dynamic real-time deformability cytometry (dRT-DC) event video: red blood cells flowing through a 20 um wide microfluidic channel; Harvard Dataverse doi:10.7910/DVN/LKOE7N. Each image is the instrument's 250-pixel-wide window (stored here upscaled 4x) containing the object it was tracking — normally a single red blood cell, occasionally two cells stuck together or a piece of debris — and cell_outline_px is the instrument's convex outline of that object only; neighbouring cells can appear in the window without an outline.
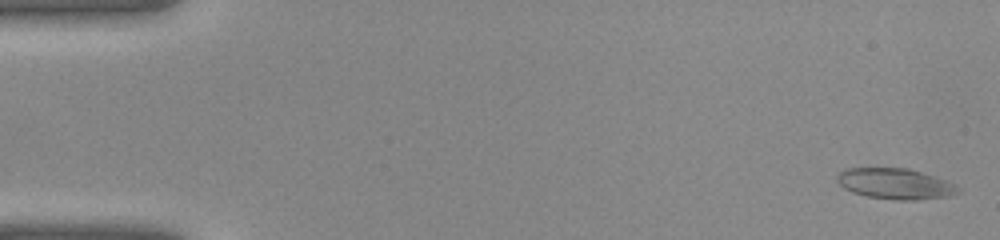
{"species": "common noctule bat (a hibernating species)", "species_latin": "Nyctalus noctula", "temperature_condition": "warm", "stored_images_in_passage": 41, "camera_frame_rate_fps": 3000, "um_per_image_px": 0.085, "animal": {"sex": "female", "body_mass_g": 22.0, "forearm_length_mm": 56.7}, "frame": {"image": 1, "passage_image": 1, "time_ms": 0.0, "image_size_px": [1000, 240], "cell_outline_px": [[960, 192], [948, 196], [916, 200], [896, 200], [864, 196], [852, 192], [844, 188], [836, 180], [836, 176], [844, 168], [908, 168], [936, 176], [956, 184], [960, 188]], "centroid_in_image_um": [76.1, 15.62], "position_along_channel_um": 8.9, "area_um2": 21.91}}
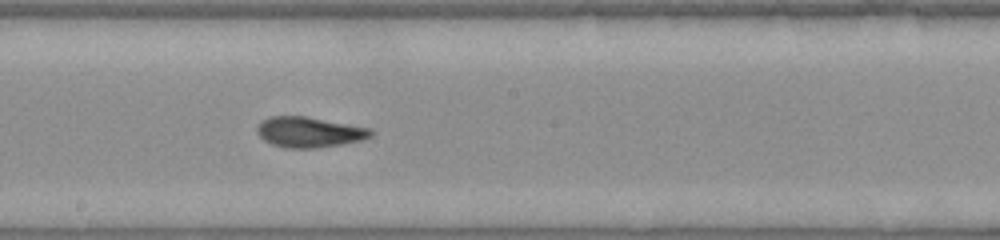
{"frame": {"image": 2, "passage_image": 22, "time_ms": 7.0, "image_size_px": [1000, 240], "cell_outline_px": [[372, 136], [360, 140], [344, 144], [316, 148], [288, 148], [272, 144], [264, 140], [256, 132], [256, 128], [260, 120], [272, 116], [308, 116], [372, 128]], "centroid_in_image_um": [26.28, 11.22], "position_along_channel_um": 221.9, "area_um2": 20.4}}
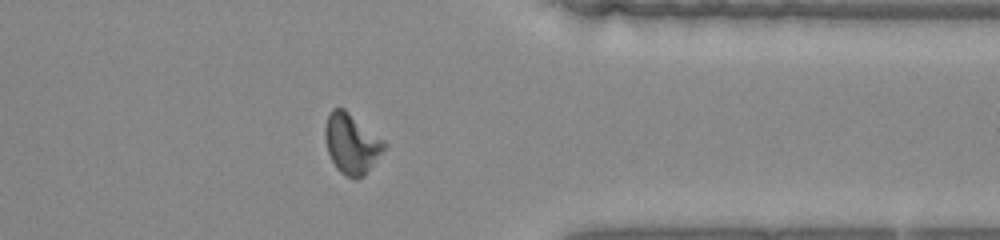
{"frame": {"image": 3, "passage_image": 32, "time_ms": 10.333, "image_size_px": [1000, 240], "cell_outline_px": [[388, 144], [364, 176], [356, 180], [344, 176], [336, 168], [328, 152], [324, 136], [324, 128], [328, 112], [332, 108], [344, 108], [384, 140]], "centroid_in_image_um": [29.86, 12.21], "position_along_channel_um": 381.5, "area_um2": 20.87}}